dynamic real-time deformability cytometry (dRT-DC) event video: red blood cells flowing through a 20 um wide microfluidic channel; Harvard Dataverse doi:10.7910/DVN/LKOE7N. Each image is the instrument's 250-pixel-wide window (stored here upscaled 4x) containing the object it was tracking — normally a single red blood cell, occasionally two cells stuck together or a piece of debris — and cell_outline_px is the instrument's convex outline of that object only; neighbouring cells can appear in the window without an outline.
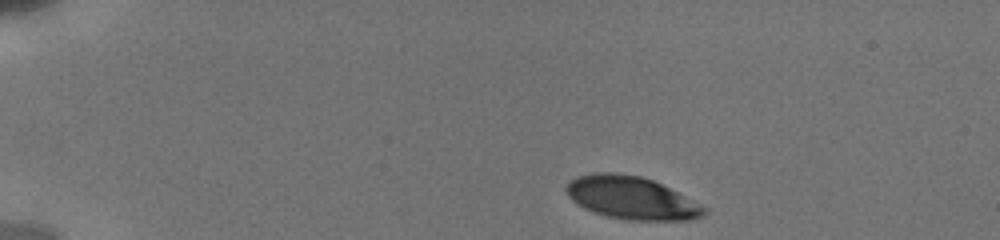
{"species": "human", "species_latin": "Homo sapiens", "temperature_condition": "cold", "stored_images_in_passage": 40, "camera_frame_rate_fps": 3000, "um_per_image_px": 0.085, "donor": {"sex": "male"}, "frame": {"image": 1, "passage_image": 1, "time_ms": 0.0, "image_size_px": [1000, 240], "cell_outline_px": [[708, 212], [704, 216], [692, 220], [628, 220], [608, 216], [584, 208], [572, 200], [568, 196], [564, 188], [576, 176], [592, 172], [616, 172], [640, 176], [652, 180], [700, 204]], "centroid_in_image_um": [53.65, 16.81], "position_along_channel_um": 31.4, "area_um2": 34.1}}
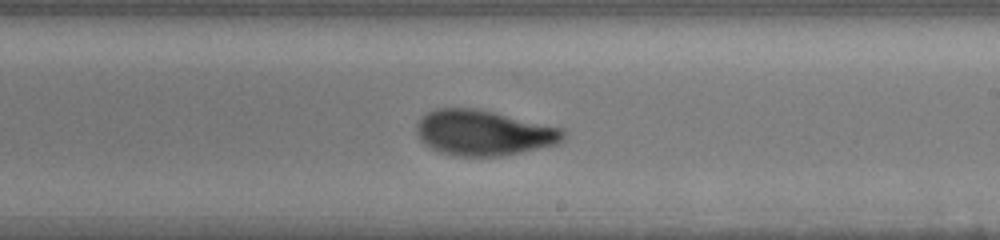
{"frame": {"image": 2, "passage_image": 23, "time_ms": 8.0, "image_size_px": [1000, 240], "cell_outline_px": [[568, 136], [560, 144], [504, 156], [452, 156], [440, 152], [424, 144], [420, 140], [416, 132], [416, 124], [420, 116], [436, 108], [476, 108], [496, 112], [564, 128]], "centroid_in_image_um": [41.15, 11.29], "position_along_channel_um": 247.9, "area_um2": 39.59}}
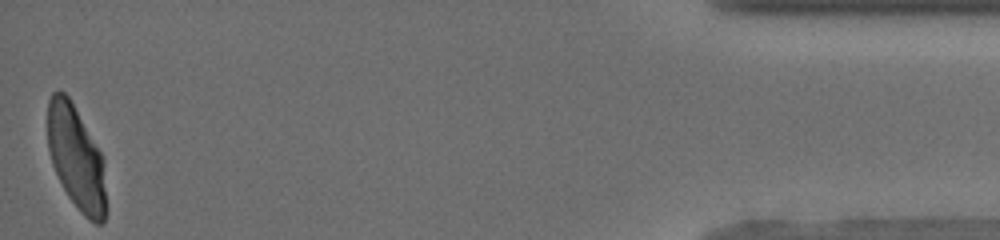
{"frame": {"image": 3, "passage_image": 40, "time_ms": 14.667, "image_size_px": [1000, 240], "cell_outline_px": [[108, 208], [104, 220], [100, 224], [96, 224], [84, 216], [80, 212], [68, 196], [52, 164], [48, 148], [48, 100], [52, 92], [64, 92], [68, 96], [100, 152], [104, 160]], "centroid_in_image_um": [6.51, 13.49], "position_along_channel_um": 428.7, "area_um2": 35.37}, "authors_computed_cell_mechanics": {"area_um2": 37.6278, "velocity_mm_per_s": 3.817, "shape_relaxation_time_tau1_ms": 3.1232, "shape_relaxation_time_tau2_ms": 0.8268, "deformation_change_tau1": 0.1527, "deformation_change_tau2": 0.0542}}